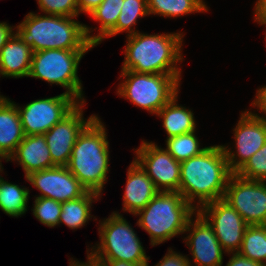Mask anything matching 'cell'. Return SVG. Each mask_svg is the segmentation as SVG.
I'll list each match as a JSON object with an SVG mask.
<instances>
[{
  "label": "cell",
  "mask_w": 266,
  "mask_h": 266,
  "mask_svg": "<svg viewBox=\"0 0 266 266\" xmlns=\"http://www.w3.org/2000/svg\"><path fill=\"white\" fill-rule=\"evenodd\" d=\"M232 174L222 146H208L199 155L180 162L178 192L198 211L203 205L224 198Z\"/></svg>",
  "instance_id": "cell-1"
},
{
  "label": "cell",
  "mask_w": 266,
  "mask_h": 266,
  "mask_svg": "<svg viewBox=\"0 0 266 266\" xmlns=\"http://www.w3.org/2000/svg\"><path fill=\"white\" fill-rule=\"evenodd\" d=\"M74 18L30 12L15 26V32L33 52L45 49L91 50L95 47L91 34L94 30Z\"/></svg>",
  "instance_id": "cell-2"
},
{
  "label": "cell",
  "mask_w": 266,
  "mask_h": 266,
  "mask_svg": "<svg viewBox=\"0 0 266 266\" xmlns=\"http://www.w3.org/2000/svg\"><path fill=\"white\" fill-rule=\"evenodd\" d=\"M183 36L181 32L149 35L140 31L127 35L122 70L181 76Z\"/></svg>",
  "instance_id": "cell-3"
},
{
  "label": "cell",
  "mask_w": 266,
  "mask_h": 266,
  "mask_svg": "<svg viewBox=\"0 0 266 266\" xmlns=\"http://www.w3.org/2000/svg\"><path fill=\"white\" fill-rule=\"evenodd\" d=\"M109 157L106 128L96 116L77 137L66 167L87 191L101 195L108 178Z\"/></svg>",
  "instance_id": "cell-4"
},
{
  "label": "cell",
  "mask_w": 266,
  "mask_h": 266,
  "mask_svg": "<svg viewBox=\"0 0 266 266\" xmlns=\"http://www.w3.org/2000/svg\"><path fill=\"white\" fill-rule=\"evenodd\" d=\"M196 212L180 192L164 191L158 192L135 216H139L137 225L149 234L154 247L184 234L189 219Z\"/></svg>",
  "instance_id": "cell-5"
},
{
  "label": "cell",
  "mask_w": 266,
  "mask_h": 266,
  "mask_svg": "<svg viewBox=\"0 0 266 266\" xmlns=\"http://www.w3.org/2000/svg\"><path fill=\"white\" fill-rule=\"evenodd\" d=\"M121 77H124V80L117 87V94L135 106L156 115L179 93L182 76L121 70L119 79Z\"/></svg>",
  "instance_id": "cell-6"
},
{
  "label": "cell",
  "mask_w": 266,
  "mask_h": 266,
  "mask_svg": "<svg viewBox=\"0 0 266 266\" xmlns=\"http://www.w3.org/2000/svg\"><path fill=\"white\" fill-rule=\"evenodd\" d=\"M89 50L45 49L33 52L28 77L44 80L66 89L79 103H86L78 77L80 60Z\"/></svg>",
  "instance_id": "cell-7"
},
{
  "label": "cell",
  "mask_w": 266,
  "mask_h": 266,
  "mask_svg": "<svg viewBox=\"0 0 266 266\" xmlns=\"http://www.w3.org/2000/svg\"><path fill=\"white\" fill-rule=\"evenodd\" d=\"M99 224L100 242L90 251L95 257L129 263L149 262L142 242L122 214L114 211L108 218L99 220Z\"/></svg>",
  "instance_id": "cell-8"
},
{
  "label": "cell",
  "mask_w": 266,
  "mask_h": 266,
  "mask_svg": "<svg viewBox=\"0 0 266 266\" xmlns=\"http://www.w3.org/2000/svg\"><path fill=\"white\" fill-rule=\"evenodd\" d=\"M78 104L74 97L65 92L54 97L34 100L23 108L16 104L24 135L45 134Z\"/></svg>",
  "instance_id": "cell-9"
},
{
  "label": "cell",
  "mask_w": 266,
  "mask_h": 266,
  "mask_svg": "<svg viewBox=\"0 0 266 266\" xmlns=\"http://www.w3.org/2000/svg\"><path fill=\"white\" fill-rule=\"evenodd\" d=\"M223 199L248 225H266V181L248 180L233 173Z\"/></svg>",
  "instance_id": "cell-10"
},
{
  "label": "cell",
  "mask_w": 266,
  "mask_h": 266,
  "mask_svg": "<svg viewBox=\"0 0 266 266\" xmlns=\"http://www.w3.org/2000/svg\"><path fill=\"white\" fill-rule=\"evenodd\" d=\"M134 160L152 179L159 192H178L180 187V162L154 142L142 141L134 150Z\"/></svg>",
  "instance_id": "cell-11"
},
{
  "label": "cell",
  "mask_w": 266,
  "mask_h": 266,
  "mask_svg": "<svg viewBox=\"0 0 266 266\" xmlns=\"http://www.w3.org/2000/svg\"><path fill=\"white\" fill-rule=\"evenodd\" d=\"M234 131L235 152L221 145L230 170L236 173L266 142V121L251 111L241 112Z\"/></svg>",
  "instance_id": "cell-12"
},
{
  "label": "cell",
  "mask_w": 266,
  "mask_h": 266,
  "mask_svg": "<svg viewBox=\"0 0 266 266\" xmlns=\"http://www.w3.org/2000/svg\"><path fill=\"white\" fill-rule=\"evenodd\" d=\"M198 212L213 227L214 233L227 253L238 252L248 224L224 199L203 205Z\"/></svg>",
  "instance_id": "cell-13"
},
{
  "label": "cell",
  "mask_w": 266,
  "mask_h": 266,
  "mask_svg": "<svg viewBox=\"0 0 266 266\" xmlns=\"http://www.w3.org/2000/svg\"><path fill=\"white\" fill-rule=\"evenodd\" d=\"M84 104L86 103H79L66 117L44 134L52 163L55 166L68 165L77 137L97 116L92 114L89 118L84 119Z\"/></svg>",
  "instance_id": "cell-14"
},
{
  "label": "cell",
  "mask_w": 266,
  "mask_h": 266,
  "mask_svg": "<svg viewBox=\"0 0 266 266\" xmlns=\"http://www.w3.org/2000/svg\"><path fill=\"white\" fill-rule=\"evenodd\" d=\"M195 218L192 216L189 219L184 231V233L189 232L183 241L193 258V260L188 259L189 265L193 266L191 261H194L195 266H222L223 254L227 252L221 247L213 227L198 211L195 213Z\"/></svg>",
  "instance_id": "cell-15"
},
{
  "label": "cell",
  "mask_w": 266,
  "mask_h": 266,
  "mask_svg": "<svg viewBox=\"0 0 266 266\" xmlns=\"http://www.w3.org/2000/svg\"><path fill=\"white\" fill-rule=\"evenodd\" d=\"M25 178L40 191L41 195H36L37 197L50 198L61 203L84 196L88 192L66 166L32 172Z\"/></svg>",
  "instance_id": "cell-16"
},
{
  "label": "cell",
  "mask_w": 266,
  "mask_h": 266,
  "mask_svg": "<svg viewBox=\"0 0 266 266\" xmlns=\"http://www.w3.org/2000/svg\"><path fill=\"white\" fill-rule=\"evenodd\" d=\"M159 191L152 179L133 159L127 170V181L123 198V211L135 215L143 209Z\"/></svg>",
  "instance_id": "cell-17"
},
{
  "label": "cell",
  "mask_w": 266,
  "mask_h": 266,
  "mask_svg": "<svg viewBox=\"0 0 266 266\" xmlns=\"http://www.w3.org/2000/svg\"><path fill=\"white\" fill-rule=\"evenodd\" d=\"M8 161L19 162L25 177L32 172L55 167L44 134L25 135Z\"/></svg>",
  "instance_id": "cell-18"
},
{
  "label": "cell",
  "mask_w": 266,
  "mask_h": 266,
  "mask_svg": "<svg viewBox=\"0 0 266 266\" xmlns=\"http://www.w3.org/2000/svg\"><path fill=\"white\" fill-rule=\"evenodd\" d=\"M33 51L16 32L0 50V77H28Z\"/></svg>",
  "instance_id": "cell-19"
},
{
  "label": "cell",
  "mask_w": 266,
  "mask_h": 266,
  "mask_svg": "<svg viewBox=\"0 0 266 266\" xmlns=\"http://www.w3.org/2000/svg\"><path fill=\"white\" fill-rule=\"evenodd\" d=\"M24 136L16 103L7 98L0 105V159L7 162Z\"/></svg>",
  "instance_id": "cell-20"
},
{
  "label": "cell",
  "mask_w": 266,
  "mask_h": 266,
  "mask_svg": "<svg viewBox=\"0 0 266 266\" xmlns=\"http://www.w3.org/2000/svg\"><path fill=\"white\" fill-rule=\"evenodd\" d=\"M176 94L156 114L163 120V127L167 138L196 131V123L193 111L179 105Z\"/></svg>",
  "instance_id": "cell-21"
},
{
  "label": "cell",
  "mask_w": 266,
  "mask_h": 266,
  "mask_svg": "<svg viewBox=\"0 0 266 266\" xmlns=\"http://www.w3.org/2000/svg\"><path fill=\"white\" fill-rule=\"evenodd\" d=\"M100 198L101 195L98 193L88 191L84 196L63 202L59 225L64 223L67 227L74 230L82 228L93 217L91 215L92 203Z\"/></svg>",
  "instance_id": "cell-22"
},
{
  "label": "cell",
  "mask_w": 266,
  "mask_h": 266,
  "mask_svg": "<svg viewBox=\"0 0 266 266\" xmlns=\"http://www.w3.org/2000/svg\"><path fill=\"white\" fill-rule=\"evenodd\" d=\"M147 10L149 15L176 18L191 13L207 12L208 6L204 0H147Z\"/></svg>",
  "instance_id": "cell-23"
},
{
  "label": "cell",
  "mask_w": 266,
  "mask_h": 266,
  "mask_svg": "<svg viewBox=\"0 0 266 266\" xmlns=\"http://www.w3.org/2000/svg\"><path fill=\"white\" fill-rule=\"evenodd\" d=\"M29 189L9 183L2 177L0 181V209L11 217H21L27 212Z\"/></svg>",
  "instance_id": "cell-24"
},
{
  "label": "cell",
  "mask_w": 266,
  "mask_h": 266,
  "mask_svg": "<svg viewBox=\"0 0 266 266\" xmlns=\"http://www.w3.org/2000/svg\"><path fill=\"white\" fill-rule=\"evenodd\" d=\"M149 15L147 10V0H124L116 26L103 38L112 37L121 32L132 35L138 32L133 26L139 18Z\"/></svg>",
  "instance_id": "cell-25"
},
{
  "label": "cell",
  "mask_w": 266,
  "mask_h": 266,
  "mask_svg": "<svg viewBox=\"0 0 266 266\" xmlns=\"http://www.w3.org/2000/svg\"><path fill=\"white\" fill-rule=\"evenodd\" d=\"M238 253L266 266V225H248Z\"/></svg>",
  "instance_id": "cell-26"
},
{
  "label": "cell",
  "mask_w": 266,
  "mask_h": 266,
  "mask_svg": "<svg viewBox=\"0 0 266 266\" xmlns=\"http://www.w3.org/2000/svg\"><path fill=\"white\" fill-rule=\"evenodd\" d=\"M124 0H103L89 15L100 23L99 32L92 36L94 46L100 44L103 38L116 26Z\"/></svg>",
  "instance_id": "cell-27"
},
{
  "label": "cell",
  "mask_w": 266,
  "mask_h": 266,
  "mask_svg": "<svg viewBox=\"0 0 266 266\" xmlns=\"http://www.w3.org/2000/svg\"><path fill=\"white\" fill-rule=\"evenodd\" d=\"M192 131L166 140V150L176 161L182 162L193 156L199 155L206 147L200 148L199 138Z\"/></svg>",
  "instance_id": "cell-28"
},
{
  "label": "cell",
  "mask_w": 266,
  "mask_h": 266,
  "mask_svg": "<svg viewBox=\"0 0 266 266\" xmlns=\"http://www.w3.org/2000/svg\"><path fill=\"white\" fill-rule=\"evenodd\" d=\"M34 203L31 210L38 221L50 228L59 225L61 202L45 197H35Z\"/></svg>",
  "instance_id": "cell-29"
},
{
  "label": "cell",
  "mask_w": 266,
  "mask_h": 266,
  "mask_svg": "<svg viewBox=\"0 0 266 266\" xmlns=\"http://www.w3.org/2000/svg\"><path fill=\"white\" fill-rule=\"evenodd\" d=\"M236 174L248 180L266 181V142Z\"/></svg>",
  "instance_id": "cell-30"
},
{
  "label": "cell",
  "mask_w": 266,
  "mask_h": 266,
  "mask_svg": "<svg viewBox=\"0 0 266 266\" xmlns=\"http://www.w3.org/2000/svg\"><path fill=\"white\" fill-rule=\"evenodd\" d=\"M37 3L45 14L78 17L77 0H37Z\"/></svg>",
  "instance_id": "cell-31"
},
{
  "label": "cell",
  "mask_w": 266,
  "mask_h": 266,
  "mask_svg": "<svg viewBox=\"0 0 266 266\" xmlns=\"http://www.w3.org/2000/svg\"><path fill=\"white\" fill-rule=\"evenodd\" d=\"M188 259L186 255L169 248L166 255L155 266H190Z\"/></svg>",
  "instance_id": "cell-32"
},
{
  "label": "cell",
  "mask_w": 266,
  "mask_h": 266,
  "mask_svg": "<svg viewBox=\"0 0 266 266\" xmlns=\"http://www.w3.org/2000/svg\"><path fill=\"white\" fill-rule=\"evenodd\" d=\"M251 105L253 107H256L257 110L260 111V114H263L264 116H261L258 113L255 114L266 121V86L260 87L256 91V97L254 98V101L251 103Z\"/></svg>",
  "instance_id": "cell-33"
},
{
  "label": "cell",
  "mask_w": 266,
  "mask_h": 266,
  "mask_svg": "<svg viewBox=\"0 0 266 266\" xmlns=\"http://www.w3.org/2000/svg\"><path fill=\"white\" fill-rule=\"evenodd\" d=\"M228 254H232V256L227 262L226 266H265L262 263L241 256L238 252Z\"/></svg>",
  "instance_id": "cell-34"
},
{
  "label": "cell",
  "mask_w": 266,
  "mask_h": 266,
  "mask_svg": "<svg viewBox=\"0 0 266 266\" xmlns=\"http://www.w3.org/2000/svg\"><path fill=\"white\" fill-rule=\"evenodd\" d=\"M254 21L266 25V0H257L254 6Z\"/></svg>",
  "instance_id": "cell-35"
},
{
  "label": "cell",
  "mask_w": 266,
  "mask_h": 266,
  "mask_svg": "<svg viewBox=\"0 0 266 266\" xmlns=\"http://www.w3.org/2000/svg\"><path fill=\"white\" fill-rule=\"evenodd\" d=\"M103 0H77L78 15L80 13L90 14Z\"/></svg>",
  "instance_id": "cell-36"
},
{
  "label": "cell",
  "mask_w": 266,
  "mask_h": 266,
  "mask_svg": "<svg viewBox=\"0 0 266 266\" xmlns=\"http://www.w3.org/2000/svg\"><path fill=\"white\" fill-rule=\"evenodd\" d=\"M68 261H70L69 266H103L101 260L90 252V248L87 250V262H80L79 260H73V258Z\"/></svg>",
  "instance_id": "cell-37"
},
{
  "label": "cell",
  "mask_w": 266,
  "mask_h": 266,
  "mask_svg": "<svg viewBox=\"0 0 266 266\" xmlns=\"http://www.w3.org/2000/svg\"><path fill=\"white\" fill-rule=\"evenodd\" d=\"M14 29L15 26L11 27V25H9L7 22H0V50L15 32Z\"/></svg>",
  "instance_id": "cell-38"
},
{
  "label": "cell",
  "mask_w": 266,
  "mask_h": 266,
  "mask_svg": "<svg viewBox=\"0 0 266 266\" xmlns=\"http://www.w3.org/2000/svg\"><path fill=\"white\" fill-rule=\"evenodd\" d=\"M103 266H149V263H129L123 260L100 259Z\"/></svg>",
  "instance_id": "cell-39"
},
{
  "label": "cell",
  "mask_w": 266,
  "mask_h": 266,
  "mask_svg": "<svg viewBox=\"0 0 266 266\" xmlns=\"http://www.w3.org/2000/svg\"><path fill=\"white\" fill-rule=\"evenodd\" d=\"M7 99V97L0 95V105Z\"/></svg>",
  "instance_id": "cell-40"
},
{
  "label": "cell",
  "mask_w": 266,
  "mask_h": 266,
  "mask_svg": "<svg viewBox=\"0 0 266 266\" xmlns=\"http://www.w3.org/2000/svg\"><path fill=\"white\" fill-rule=\"evenodd\" d=\"M3 169L4 168L2 167V159H0V173H2ZM2 177L3 176L0 175V181H1Z\"/></svg>",
  "instance_id": "cell-41"
}]
</instances>
